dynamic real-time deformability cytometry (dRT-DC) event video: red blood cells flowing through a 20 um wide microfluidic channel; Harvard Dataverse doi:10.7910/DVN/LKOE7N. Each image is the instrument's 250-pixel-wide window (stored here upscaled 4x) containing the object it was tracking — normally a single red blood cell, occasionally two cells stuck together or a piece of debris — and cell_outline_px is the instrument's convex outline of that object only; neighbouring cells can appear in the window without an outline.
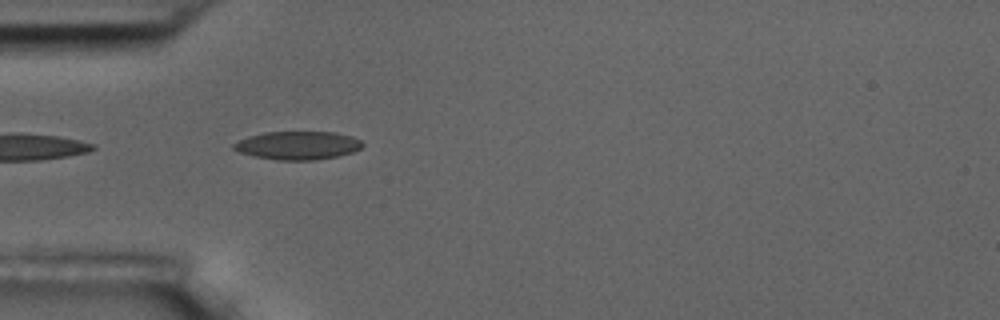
{"species": "common noctule bat (a hibernating species)", "species_latin": "Nyctalus noctula", "temperature_condition": "room temperature", "stored_images_in_passage": 2, "camera_frame_rate_fps": 3000, "um_per_image_px": 0.085, "animal": {"sex": "male", "body_mass_g": 17.5, "forearm_length_mm": 52.3}, "frame": {"image": 1, "passage_image": 2, "time_ms": 1.0, "image_size_px": [1000, 320], "cell_outline_px": [[364, 144], [360, 148], [352, 152], [336, 156], [316, 160], [276, 160], [256, 156], [240, 152], [232, 148], [232, 144], [240, 140], [264, 132], [336, 132], [352, 136], [360, 140]], "centroid_in_image_um": [25.33, 12.36], "position_along_channel_um": 59.7, "area_um2": 21.04}}